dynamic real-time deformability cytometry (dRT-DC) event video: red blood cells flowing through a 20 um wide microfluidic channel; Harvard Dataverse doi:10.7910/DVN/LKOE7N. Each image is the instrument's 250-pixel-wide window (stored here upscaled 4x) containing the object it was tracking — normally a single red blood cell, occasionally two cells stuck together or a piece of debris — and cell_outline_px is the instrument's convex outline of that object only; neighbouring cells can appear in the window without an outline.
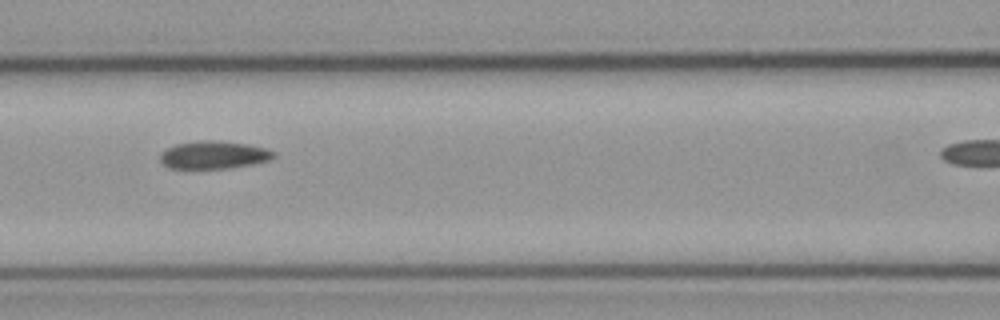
{"species": "common noctule bat (a hibernating species)", "species_latin": "Nyctalus noctula", "temperature_condition": "cold", "stored_images_in_passage": 5, "camera_frame_rate_fps": 3000, "um_per_image_px": 0.085, "animal": {"sex": "male", "body_mass_g": 23.1, "forearm_length_mm": 52.7}, "frame": {"image": 1, "passage_image": 4, "time_ms": 1.0, "image_size_px": [1000, 320], "cell_outline_px": [[276, 156], [272, 160], [252, 164], [228, 168], [168, 168], [160, 160], [160, 152], [176, 144], [196, 140], [216, 140], [248, 144], [264, 148], [276, 152]], "centroid_in_image_um": [18.18, 13.16], "position_along_channel_um": 148.4, "area_um2": 18.5}}